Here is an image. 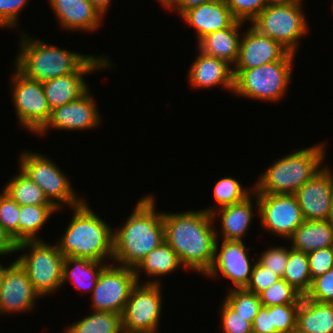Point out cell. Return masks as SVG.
I'll return each instance as SVG.
<instances>
[{"label": "cell", "mask_w": 333, "mask_h": 333, "mask_svg": "<svg viewBox=\"0 0 333 333\" xmlns=\"http://www.w3.org/2000/svg\"><path fill=\"white\" fill-rule=\"evenodd\" d=\"M112 262H97L94 260L65 257L62 271V287L70 282L75 288L85 294L92 293L96 286L98 277L102 269ZM83 291V292H82Z\"/></svg>", "instance_id": "27"}, {"label": "cell", "mask_w": 333, "mask_h": 333, "mask_svg": "<svg viewBox=\"0 0 333 333\" xmlns=\"http://www.w3.org/2000/svg\"><path fill=\"white\" fill-rule=\"evenodd\" d=\"M23 251V252H21ZM16 261L25 270L30 282L42 298L62 287L64 255L44 240L24 241L15 245Z\"/></svg>", "instance_id": "8"}, {"label": "cell", "mask_w": 333, "mask_h": 333, "mask_svg": "<svg viewBox=\"0 0 333 333\" xmlns=\"http://www.w3.org/2000/svg\"><path fill=\"white\" fill-rule=\"evenodd\" d=\"M182 266L177 254L171 246L163 241L157 248L150 251L140 264L134 269L137 283L161 284V277H166L179 271ZM141 274H145V282L141 281ZM155 278V280H154ZM157 278V279H156Z\"/></svg>", "instance_id": "25"}, {"label": "cell", "mask_w": 333, "mask_h": 333, "mask_svg": "<svg viewBox=\"0 0 333 333\" xmlns=\"http://www.w3.org/2000/svg\"><path fill=\"white\" fill-rule=\"evenodd\" d=\"M279 279H281L279 275L272 272L271 269L263 266L258 260H256L250 280L244 289L259 295Z\"/></svg>", "instance_id": "41"}, {"label": "cell", "mask_w": 333, "mask_h": 333, "mask_svg": "<svg viewBox=\"0 0 333 333\" xmlns=\"http://www.w3.org/2000/svg\"><path fill=\"white\" fill-rule=\"evenodd\" d=\"M295 53L287 52L280 60L251 69H233L236 97L261 102H279L287 96L295 69Z\"/></svg>", "instance_id": "6"}, {"label": "cell", "mask_w": 333, "mask_h": 333, "mask_svg": "<svg viewBox=\"0 0 333 333\" xmlns=\"http://www.w3.org/2000/svg\"><path fill=\"white\" fill-rule=\"evenodd\" d=\"M162 285L137 283L133 287L121 315L124 333L159 331L164 305Z\"/></svg>", "instance_id": "11"}, {"label": "cell", "mask_w": 333, "mask_h": 333, "mask_svg": "<svg viewBox=\"0 0 333 333\" xmlns=\"http://www.w3.org/2000/svg\"><path fill=\"white\" fill-rule=\"evenodd\" d=\"M153 194L142 195L123 225L113 229L112 263L135 269L163 241V211L157 210Z\"/></svg>", "instance_id": "2"}, {"label": "cell", "mask_w": 333, "mask_h": 333, "mask_svg": "<svg viewBox=\"0 0 333 333\" xmlns=\"http://www.w3.org/2000/svg\"><path fill=\"white\" fill-rule=\"evenodd\" d=\"M72 218L62 236L55 241L64 257H79L97 262H112L113 227L95 213L87 199L70 209Z\"/></svg>", "instance_id": "3"}, {"label": "cell", "mask_w": 333, "mask_h": 333, "mask_svg": "<svg viewBox=\"0 0 333 333\" xmlns=\"http://www.w3.org/2000/svg\"><path fill=\"white\" fill-rule=\"evenodd\" d=\"M67 325L63 333H124L121 315L108 311H91L84 318Z\"/></svg>", "instance_id": "31"}, {"label": "cell", "mask_w": 333, "mask_h": 333, "mask_svg": "<svg viewBox=\"0 0 333 333\" xmlns=\"http://www.w3.org/2000/svg\"><path fill=\"white\" fill-rule=\"evenodd\" d=\"M19 37V48L12 63L13 67L27 78L41 83L75 73L92 56L48 44L47 41L32 37L23 30Z\"/></svg>", "instance_id": "5"}, {"label": "cell", "mask_w": 333, "mask_h": 333, "mask_svg": "<svg viewBox=\"0 0 333 333\" xmlns=\"http://www.w3.org/2000/svg\"><path fill=\"white\" fill-rule=\"evenodd\" d=\"M19 213L20 205L2 191L0 193V226L15 245L18 244Z\"/></svg>", "instance_id": "36"}, {"label": "cell", "mask_w": 333, "mask_h": 333, "mask_svg": "<svg viewBox=\"0 0 333 333\" xmlns=\"http://www.w3.org/2000/svg\"><path fill=\"white\" fill-rule=\"evenodd\" d=\"M253 333H277L272 329V313H270V306H261L257 316L252 323Z\"/></svg>", "instance_id": "45"}, {"label": "cell", "mask_w": 333, "mask_h": 333, "mask_svg": "<svg viewBox=\"0 0 333 333\" xmlns=\"http://www.w3.org/2000/svg\"><path fill=\"white\" fill-rule=\"evenodd\" d=\"M212 1L214 0H177L168 11H175V13L181 17L189 9Z\"/></svg>", "instance_id": "46"}, {"label": "cell", "mask_w": 333, "mask_h": 333, "mask_svg": "<svg viewBox=\"0 0 333 333\" xmlns=\"http://www.w3.org/2000/svg\"><path fill=\"white\" fill-rule=\"evenodd\" d=\"M244 185L236 178L226 176L216 181L213 189V198L215 205L209 206L203 210L212 214L219 208L239 203L247 198L253 192L252 187H243ZM248 188V189H247Z\"/></svg>", "instance_id": "33"}, {"label": "cell", "mask_w": 333, "mask_h": 333, "mask_svg": "<svg viewBox=\"0 0 333 333\" xmlns=\"http://www.w3.org/2000/svg\"><path fill=\"white\" fill-rule=\"evenodd\" d=\"M219 329L222 333H253L252 323L238 315L223 300L220 303Z\"/></svg>", "instance_id": "38"}, {"label": "cell", "mask_w": 333, "mask_h": 333, "mask_svg": "<svg viewBox=\"0 0 333 333\" xmlns=\"http://www.w3.org/2000/svg\"><path fill=\"white\" fill-rule=\"evenodd\" d=\"M11 74V92L17 123L31 134H37L49 121L51 109L42 83L27 78L15 67Z\"/></svg>", "instance_id": "10"}, {"label": "cell", "mask_w": 333, "mask_h": 333, "mask_svg": "<svg viewBox=\"0 0 333 333\" xmlns=\"http://www.w3.org/2000/svg\"><path fill=\"white\" fill-rule=\"evenodd\" d=\"M268 4H293L303 2L304 0H267Z\"/></svg>", "instance_id": "49"}, {"label": "cell", "mask_w": 333, "mask_h": 333, "mask_svg": "<svg viewBox=\"0 0 333 333\" xmlns=\"http://www.w3.org/2000/svg\"><path fill=\"white\" fill-rule=\"evenodd\" d=\"M223 301L238 315L247 318L253 323L260 309L261 301L259 295L249 292L246 289H228Z\"/></svg>", "instance_id": "34"}, {"label": "cell", "mask_w": 333, "mask_h": 333, "mask_svg": "<svg viewBox=\"0 0 333 333\" xmlns=\"http://www.w3.org/2000/svg\"><path fill=\"white\" fill-rule=\"evenodd\" d=\"M262 306L300 304L302 295L283 278L259 294Z\"/></svg>", "instance_id": "35"}, {"label": "cell", "mask_w": 333, "mask_h": 333, "mask_svg": "<svg viewBox=\"0 0 333 333\" xmlns=\"http://www.w3.org/2000/svg\"><path fill=\"white\" fill-rule=\"evenodd\" d=\"M12 261L0 285V315L33 311L38 303L36 300L43 299L21 265L15 259Z\"/></svg>", "instance_id": "17"}, {"label": "cell", "mask_w": 333, "mask_h": 333, "mask_svg": "<svg viewBox=\"0 0 333 333\" xmlns=\"http://www.w3.org/2000/svg\"><path fill=\"white\" fill-rule=\"evenodd\" d=\"M177 0H156L165 10H168Z\"/></svg>", "instance_id": "50"}, {"label": "cell", "mask_w": 333, "mask_h": 333, "mask_svg": "<svg viewBox=\"0 0 333 333\" xmlns=\"http://www.w3.org/2000/svg\"><path fill=\"white\" fill-rule=\"evenodd\" d=\"M246 22L235 20L228 28L209 33L196 44L202 53L226 61L232 67L236 64L239 45Z\"/></svg>", "instance_id": "24"}, {"label": "cell", "mask_w": 333, "mask_h": 333, "mask_svg": "<svg viewBox=\"0 0 333 333\" xmlns=\"http://www.w3.org/2000/svg\"><path fill=\"white\" fill-rule=\"evenodd\" d=\"M30 0H0V28H19V16Z\"/></svg>", "instance_id": "43"}, {"label": "cell", "mask_w": 333, "mask_h": 333, "mask_svg": "<svg viewBox=\"0 0 333 333\" xmlns=\"http://www.w3.org/2000/svg\"><path fill=\"white\" fill-rule=\"evenodd\" d=\"M330 212H329V216L327 218V221L333 226V192H332V196H331V203H330Z\"/></svg>", "instance_id": "51"}, {"label": "cell", "mask_w": 333, "mask_h": 333, "mask_svg": "<svg viewBox=\"0 0 333 333\" xmlns=\"http://www.w3.org/2000/svg\"><path fill=\"white\" fill-rule=\"evenodd\" d=\"M15 254V244L9 239V237L3 232L0 226V257H4L6 255ZM3 255V256H1Z\"/></svg>", "instance_id": "47"}, {"label": "cell", "mask_w": 333, "mask_h": 333, "mask_svg": "<svg viewBox=\"0 0 333 333\" xmlns=\"http://www.w3.org/2000/svg\"><path fill=\"white\" fill-rule=\"evenodd\" d=\"M286 241L291 249L305 253L332 247L333 226L327 220H305Z\"/></svg>", "instance_id": "26"}, {"label": "cell", "mask_w": 333, "mask_h": 333, "mask_svg": "<svg viewBox=\"0 0 333 333\" xmlns=\"http://www.w3.org/2000/svg\"><path fill=\"white\" fill-rule=\"evenodd\" d=\"M194 61L188 69L187 79L191 89L202 90L215 87L224 88L233 93V67L224 60L208 56L198 49Z\"/></svg>", "instance_id": "22"}, {"label": "cell", "mask_w": 333, "mask_h": 333, "mask_svg": "<svg viewBox=\"0 0 333 333\" xmlns=\"http://www.w3.org/2000/svg\"><path fill=\"white\" fill-rule=\"evenodd\" d=\"M325 142L292 150L261 173L253 184L256 194H295V192L326 164Z\"/></svg>", "instance_id": "4"}, {"label": "cell", "mask_w": 333, "mask_h": 333, "mask_svg": "<svg viewBox=\"0 0 333 333\" xmlns=\"http://www.w3.org/2000/svg\"><path fill=\"white\" fill-rule=\"evenodd\" d=\"M216 222L203 209L187 212H163L165 241L177 254L184 270L205 276L211 269L214 256Z\"/></svg>", "instance_id": "1"}, {"label": "cell", "mask_w": 333, "mask_h": 333, "mask_svg": "<svg viewBox=\"0 0 333 333\" xmlns=\"http://www.w3.org/2000/svg\"><path fill=\"white\" fill-rule=\"evenodd\" d=\"M180 18L194 28L197 42L205 35L228 28L236 19L224 0H214L186 11Z\"/></svg>", "instance_id": "23"}, {"label": "cell", "mask_w": 333, "mask_h": 333, "mask_svg": "<svg viewBox=\"0 0 333 333\" xmlns=\"http://www.w3.org/2000/svg\"><path fill=\"white\" fill-rule=\"evenodd\" d=\"M327 164L304 183L295 196L304 220H327L333 192V170Z\"/></svg>", "instance_id": "18"}, {"label": "cell", "mask_w": 333, "mask_h": 333, "mask_svg": "<svg viewBox=\"0 0 333 333\" xmlns=\"http://www.w3.org/2000/svg\"><path fill=\"white\" fill-rule=\"evenodd\" d=\"M332 327V304L302 296L297 310L296 333H332Z\"/></svg>", "instance_id": "28"}, {"label": "cell", "mask_w": 333, "mask_h": 333, "mask_svg": "<svg viewBox=\"0 0 333 333\" xmlns=\"http://www.w3.org/2000/svg\"><path fill=\"white\" fill-rule=\"evenodd\" d=\"M3 186V190L19 205H52L42 189L33 182L20 168Z\"/></svg>", "instance_id": "30"}, {"label": "cell", "mask_w": 333, "mask_h": 333, "mask_svg": "<svg viewBox=\"0 0 333 333\" xmlns=\"http://www.w3.org/2000/svg\"><path fill=\"white\" fill-rule=\"evenodd\" d=\"M89 2L96 8L98 9L102 15L105 17L107 12L110 9V5L113 0H89Z\"/></svg>", "instance_id": "48"}, {"label": "cell", "mask_w": 333, "mask_h": 333, "mask_svg": "<svg viewBox=\"0 0 333 333\" xmlns=\"http://www.w3.org/2000/svg\"><path fill=\"white\" fill-rule=\"evenodd\" d=\"M257 215L258 199L254 191L239 203L217 209L212 213L213 221L220 222L218 226L220 228L215 226L217 239L244 241L248 229L252 226L253 218Z\"/></svg>", "instance_id": "19"}, {"label": "cell", "mask_w": 333, "mask_h": 333, "mask_svg": "<svg viewBox=\"0 0 333 333\" xmlns=\"http://www.w3.org/2000/svg\"><path fill=\"white\" fill-rule=\"evenodd\" d=\"M232 16L242 22H252L268 5L267 0H224Z\"/></svg>", "instance_id": "39"}, {"label": "cell", "mask_w": 333, "mask_h": 333, "mask_svg": "<svg viewBox=\"0 0 333 333\" xmlns=\"http://www.w3.org/2000/svg\"><path fill=\"white\" fill-rule=\"evenodd\" d=\"M11 263H8V265L4 266L2 264V261L0 262V285H1V281H2V277L4 275V272L6 270V268L10 265Z\"/></svg>", "instance_id": "52"}, {"label": "cell", "mask_w": 333, "mask_h": 333, "mask_svg": "<svg viewBox=\"0 0 333 333\" xmlns=\"http://www.w3.org/2000/svg\"><path fill=\"white\" fill-rule=\"evenodd\" d=\"M305 296L320 303L333 302V267L313 279L311 288Z\"/></svg>", "instance_id": "42"}, {"label": "cell", "mask_w": 333, "mask_h": 333, "mask_svg": "<svg viewBox=\"0 0 333 333\" xmlns=\"http://www.w3.org/2000/svg\"><path fill=\"white\" fill-rule=\"evenodd\" d=\"M282 278L302 296H305L313 281L307 253L291 249L289 246L288 261Z\"/></svg>", "instance_id": "32"}, {"label": "cell", "mask_w": 333, "mask_h": 333, "mask_svg": "<svg viewBox=\"0 0 333 333\" xmlns=\"http://www.w3.org/2000/svg\"><path fill=\"white\" fill-rule=\"evenodd\" d=\"M259 225L274 238L287 240L305 221L294 194H256Z\"/></svg>", "instance_id": "13"}, {"label": "cell", "mask_w": 333, "mask_h": 333, "mask_svg": "<svg viewBox=\"0 0 333 333\" xmlns=\"http://www.w3.org/2000/svg\"><path fill=\"white\" fill-rule=\"evenodd\" d=\"M303 2L268 4L249 24L259 33L278 41L289 52L298 53L303 37L309 35V21Z\"/></svg>", "instance_id": "9"}, {"label": "cell", "mask_w": 333, "mask_h": 333, "mask_svg": "<svg viewBox=\"0 0 333 333\" xmlns=\"http://www.w3.org/2000/svg\"><path fill=\"white\" fill-rule=\"evenodd\" d=\"M18 161V168L42 189L58 211L79 206L86 200L75 193L65 172L49 155L25 149L19 154Z\"/></svg>", "instance_id": "7"}, {"label": "cell", "mask_w": 333, "mask_h": 333, "mask_svg": "<svg viewBox=\"0 0 333 333\" xmlns=\"http://www.w3.org/2000/svg\"><path fill=\"white\" fill-rule=\"evenodd\" d=\"M264 251V252H263ZM261 255L257 254V260L265 267L271 269L272 272L279 275L281 278L285 272V267L288 261L289 246L281 245L271 246L263 250Z\"/></svg>", "instance_id": "40"}, {"label": "cell", "mask_w": 333, "mask_h": 333, "mask_svg": "<svg viewBox=\"0 0 333 333\" xmlns=\"http://www.w3.org/2000/svg\"><path fill=\"white\" fill-rule=\"evenodd\" d=\"M106 54L92 56L75 72L65 76L53 78L42 83L48 105L51 110L64 104L79 99L91 87L87 84L85 75L93 74L97 71L112 70L113 62Z\"/></svg>", "instance_id": "15"}, {"label": "cell", "mask_w": 333, "mask_h": 333, "mask_svg": "<svg viewBox=\"0 0 333 333\" xmlns=\"http://www.w3.org/2000/svg\"><path fill=\"white\" fill-rule=\"evenodd\" d=\"M300 304L270 306L272 329L277 333H296L297 310Z\"/></svg>", "instance_id": "37"}, {"label": "cell", "mask_w": 333, "mask_h": 333, "mask_svg": "<svg viewBox=\"0 0 333 333\" xmlns=\"http://www.w3.org/2000/svg\"><path fill=\"white\" fill-rule=\"evenodd\" d=\"M137 284L133 268L107 264L99 274L91 296V311L122 315L133 287Z\"/></svg>", "instance_id": "12"}, {"label": "cell", "mask_w": 333, "mask_h": 333, "mask_svg": "<svg viewBox=\"0 0 333 333\" xmlns=\"http://www.w3.org/2000/svg\"><path fill=\"white\" fill-rule=\"evenodd\" d=\"M331 304H332V310H333V302H331ZM332 333H333V327H332Z\"/></svg>", "instance_id": "53"}, {"label": "cell", "mask_w": 333, "mask_h": 333, "mask_svg": "<svg viewBox=\"0 0 333 333\" xmlns=\"http://www.w3.org/2000/svg\"><path fill=\"white\" fill-rule=\"evenodd\" d=\"M312 280L333 267V246L307 253Z\"/></svg>", "instance_id": "44"}, {"label": "cell", "mask_w": 333, "mask_h": 333, "mask_svg": "<svg viewBox=\"0 0 333 333\" xmlns=\"http://www.w3.org/2000/svg\"><path fill=\"white\" fill-rule=\"evenodd\" d=\"M59 27L66 31L94 33L102 26L104 16L89 0H47Z\"/></svg>", "instance_id": "21"}, {"label": "cell", "mask_w": 333, "mask_h": 333, "mask_svg": "<svg viewBox=\"0 0 333 333\" xmlns=\"http://www.w3.org/2000/svg\"><path fill=\"white\" fill-rule=\"evenodd\" d=\"M59 212L53 205H20L18 243L43 240L40 231L52 214Z\"/></svg>", "instance_id": "29"}, {"label": "cell", "mask_w": 333, "mask_h": 333, "mask_svg": "<svg viewBox=\"0 0 333 333\" xmlns=\"http://www.w3.org/2000/svg\"><path fill=\"white\" fill-rule=\"evenodd\" d=\"M89 89L79 99L56 107L51 110L49 121L36 134V136H47L48 131H83L98 128L102 125L103 117L97 108L96 99Z\"/></svg>", "instance_id": "16"}, {"label": "cell", "mask_w": 333, "mask_h": 333, "mask_svg": "<svg viewBox=\"0 0 333 333\" xmlns=\"http://www.w3.org/2000/svg\"><path fill=\"white\" fill-rule=\"evenodd\" d=\"M245 243L247 242L217 239L214 261L205 276L209 279L217 277L222 279L220 276L228 279L233 284L230 288L227 287L228 289L245 288L257 260L255 256L249 257L248 252L251 251L249 250L251 247H247Z\"/></svg>", "instance_id": "14"}, {"label": "cell", "mask_w": 333, "mask_h": 333, "mask_svg": "<svg viewBox=\"0 0 333 333\" xmlns=\"http://www.w3.org/2000/svg\"><path fill=\"white\" fill-rule=\"evenodd\" d=\"M248 26V27H247ZM246 26L239 45V54L233 69H251L280 60L288 50L278 41L259 33L250 24Z\"/></svg>", "instance_id": "20"}]
</instances>
